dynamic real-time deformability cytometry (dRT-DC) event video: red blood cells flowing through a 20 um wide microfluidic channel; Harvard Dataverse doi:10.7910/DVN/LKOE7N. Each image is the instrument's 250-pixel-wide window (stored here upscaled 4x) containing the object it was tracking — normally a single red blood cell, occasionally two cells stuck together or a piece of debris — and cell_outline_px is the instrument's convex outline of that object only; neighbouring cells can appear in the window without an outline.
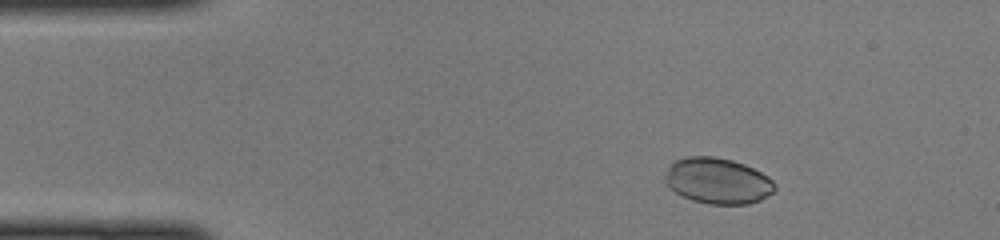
{"species": "common noctule bat (a hibernating species)", "species_latin": "Nyctalus noctula", "temperature_condition": "cold", "stored_images_in_passage": 41, "camera_frame_rate_fps": 3000, "um_per_image_px": 0.085, "animal": {"sex": "female", "body_mass_g": 22.0, "forearm_length_mm": 56.7}, "frame": {"image": 1, "passage_image": 1, "time_ms": 0.0, "image_size_px": [1000, 240], "cell_outline_px": [[776, 188], [772, 192], [760, 200], [748, 204], [708, 204], [692, 200], [676, 192], [664, 184], [664, 176], [668, 168], [676, 160], [688, 156], [716, 156], [732, 160], [744, 164], [768, 176], [776, 184]], "centroid_in_image_um": [60.99, 15.37], "position_along_channel_um": 24.0, "area_um2": 29.36}}
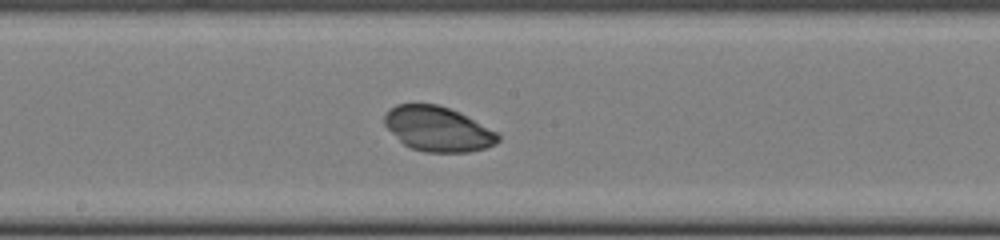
{"frame": {"image": 2, "passage_image": 19, "time_ms": 6.0, "image_size_px": [1000, 240], "cell_outline_px": [[500, 140], [496, 144], [484, 148], [468, 152], [424, 152], [412, 148], [404, 144], [384, 124], [384, 116], [396, 104], [436, 104], [448, 108], [496, 132], [500, 136]], "centroid_in_image_um": [37.2, 10.98], "position_along_channel_um": 211.0, "area_um2": 28.96}}
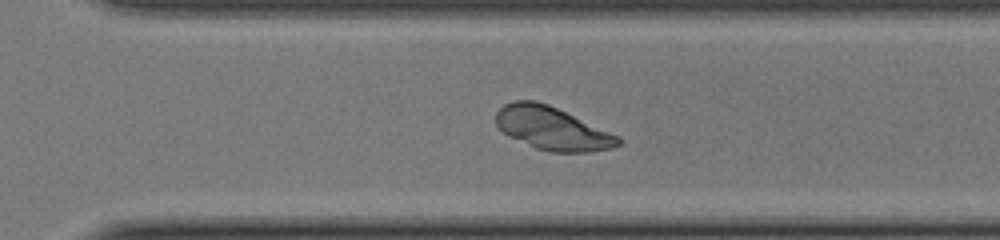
{"frame": {"image": 3, "passage_image": 27, "time_ms": 8.667, "image_size_px": [1000, 240], "cell_outline_px": [[624, 140], [620, 144], [612, 148], [588, 152], [552, 152], [536, 148], [508, 136], [496, 124], [496, 112], [504, 104], [512, 100], [536, 100], [548, 104], [620, 136]], "centroid_in_image_um": [46.95, 10.91], "position_along_channel_um": 323.7, "area_um2": 30.69}}